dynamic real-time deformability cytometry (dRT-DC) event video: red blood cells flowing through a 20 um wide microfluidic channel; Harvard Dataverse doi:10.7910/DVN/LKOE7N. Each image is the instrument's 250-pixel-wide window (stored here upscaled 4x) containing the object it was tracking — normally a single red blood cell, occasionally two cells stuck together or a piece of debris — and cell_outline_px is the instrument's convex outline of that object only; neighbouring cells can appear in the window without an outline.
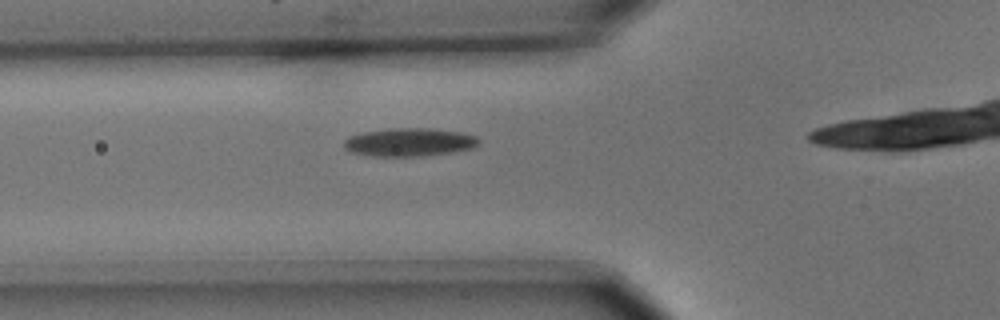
{"species": "common noctule bat (a hibernating species)", "species_latin": "Nyctalus noctula", "temperature_condition": "cold", "stored_images_in_passage": 4, "camera_frame_rate_fps": 3000, "um_per_image_px": 0.085, "animal": {"sex": "male", "body_mass_g": 15.6}, "frame": {"image": 1, "passage_image": 3, "time_ms": 0.667, "image_size_px": [1000, 320], "cell_outline_px": [[480, 140], [472, 148], [452, 152], [424, 156], [372, 156], [348, 152], [344, 148], [344, 140], [348, 136], [364, 132], [388, 128], [432, 128], [460, 132], [476, 136]], "centroid_in_image_um": [34.74, 12.08], "position_along_channel_um": 91.1, "area_um2": 22.31}}